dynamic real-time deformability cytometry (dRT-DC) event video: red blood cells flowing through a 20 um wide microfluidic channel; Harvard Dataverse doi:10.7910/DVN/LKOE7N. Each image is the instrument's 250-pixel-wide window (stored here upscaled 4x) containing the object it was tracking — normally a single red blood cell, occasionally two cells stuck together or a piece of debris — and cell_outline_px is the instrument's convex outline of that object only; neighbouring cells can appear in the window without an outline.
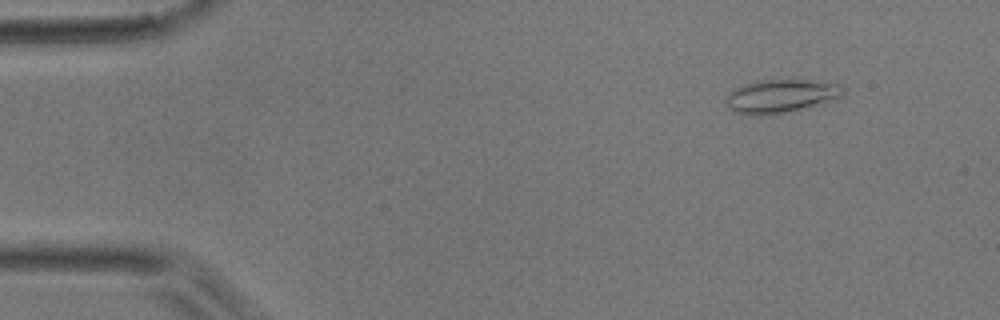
{"species": "common noctule bat (a hibernating species)", "species_latin": "Nyctalus noctula", "temperature_condition": "room temperature", "stored_images_in_passage": 32, "camera_frame_rate_fps": 3000, "um_per_image_px": 0.085, "animal": {"sex": "male", "body_mass_g": 17.9}, "frame": {"image": 1, "passage_image": 5, "time_ms": 1.333, "image_size_px": [1000, 320], "cell_outline_px": [[844, 92], [836, 96], [788, 112], [764, 116], [752, 116], [736, 112], [724, 100], [728, 92], [744, 84], [760, 80], [808, 80], [844, 84]], "centroid_in_image_um": [66.27, 8.15], "position_along_channel_um": 18.7, "area_um2": 22.2}}
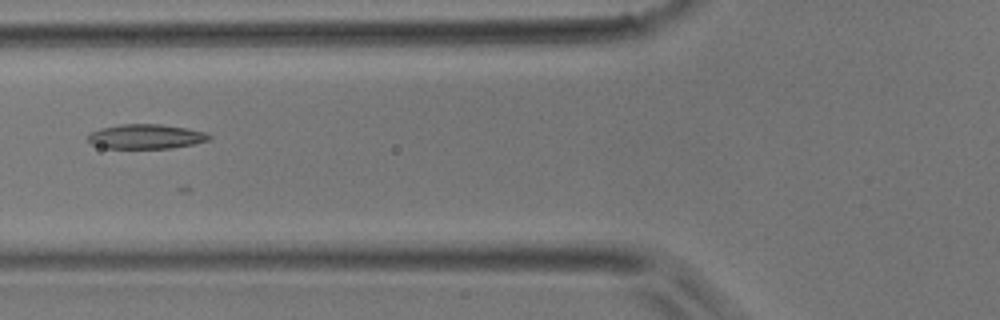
{"frame": {"image": 2, "passage_image": 17, "time_ms": 5.333, "image_size_px": [1000, 320], "cell_outline_px": [[212, 136], [208, 140], [192, 144], [172, 148], [108, 148], [92, 144], [88, 140], [88, 136], [92, 132], [100, 128], [120, 124], [160, 124], [184, 128], [204, 132]], "centroid_in_image_um": [12.39, 11.6], "position_along_channel_um": 113.4, "area_um2": 17.11}}
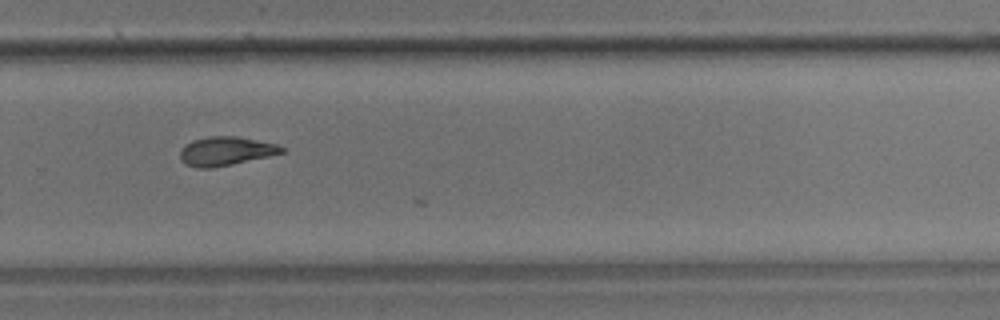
{"frame": {"image": 3, "passage_image": 30, "time_ms": 9.667, "image_size_px": [1000, 320], "cell_outline_px": [[284, 152], [268, 156], [232, 164], [212, 168], [196, 168], [184, 164], [180, 160], [180, 148], [184, 144], [192, 140], [208, 136], [236, 136], [276, 144], [284, 148]], "centroid_in_image_um": [19.11, 12.85], "position_along_channel_um": 310.7, "area_um2": 17.11}}